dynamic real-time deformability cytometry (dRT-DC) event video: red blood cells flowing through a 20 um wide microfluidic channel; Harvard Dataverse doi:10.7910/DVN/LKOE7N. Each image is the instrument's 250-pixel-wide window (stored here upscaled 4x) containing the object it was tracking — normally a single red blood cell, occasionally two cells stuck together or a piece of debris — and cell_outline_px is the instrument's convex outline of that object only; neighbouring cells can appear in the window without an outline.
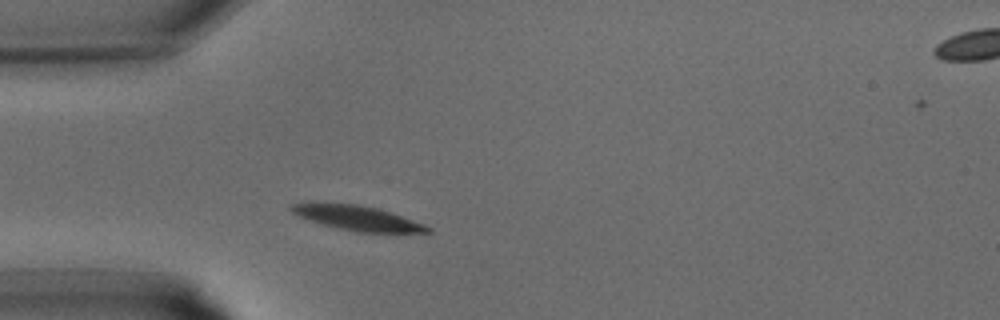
{"species": "common noctule bat (a hibernating species)", "species_latin": "Nyctalus noctula", "temperature_condition": "warm", "stored_images_in_passage": 24, "camera_frame_rate_fps": 3000, "um_per_image_px": 0.085, "animal": {"sex": "male", "body_mass_g": 15.6}, "frame": {"image": 1, "passage_image": 1, "time_ms": 0.0, "image_size_px": [1000, 320], "cell_outline_px": [[432, 232], [360, 232], [340, 228], [324, 224], [300, 216], [292, 212], [288, 208], [292, 204], [356, 204], [376, 208], [424, 224], [432, 228]], "centroid_in_image_um": [30.44, 18.55], "position_along_channel_um": 54.6, "area_um2": 18.61}}
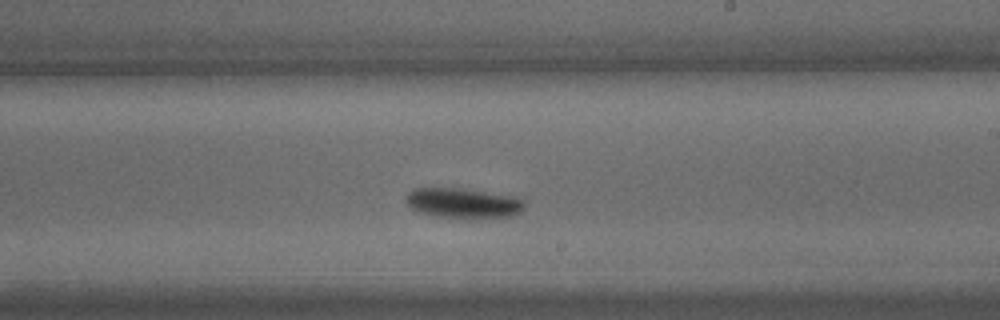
{"frame": {"image": 2, "passage_image": 11, "time_ms": 3.333, "image_size_px": [1000, 320], "cell_outline_px": [[524, 208], [520, 212], [512, 216], [472, 220], [432, 216], [416, 212], [404, 204], [404, 200], [408, 192], [416, 188], [456, 188], [512, 196], [524, 200]], "centroid_in_image_um": [39.3, 17.31], "position_along_channel_um": 249.7, "area_um2": 21.39}}
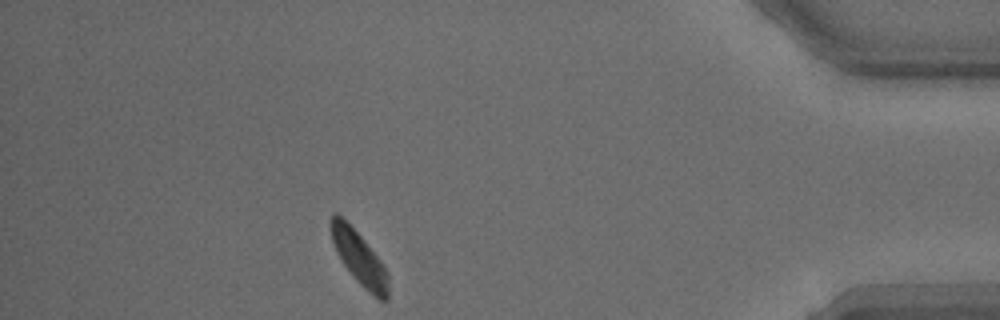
{"frame": {"image": 3, "passage_image": 21, "time_ms": 6.667, "image_size_px": [1000, 320], "cell_outline_px": [[388, 300], [380, 300], [368, 292], [356, 280], [344, 264], [336, 252], [332, 240], [328, 224], [332, 216], [336, 212], [360, 236], [380, 260], [388, 272]], "centroid_in_image_um": [30.53, 21.95], "position_along_channel_um": 404.7, "area_um2": 17.51}}